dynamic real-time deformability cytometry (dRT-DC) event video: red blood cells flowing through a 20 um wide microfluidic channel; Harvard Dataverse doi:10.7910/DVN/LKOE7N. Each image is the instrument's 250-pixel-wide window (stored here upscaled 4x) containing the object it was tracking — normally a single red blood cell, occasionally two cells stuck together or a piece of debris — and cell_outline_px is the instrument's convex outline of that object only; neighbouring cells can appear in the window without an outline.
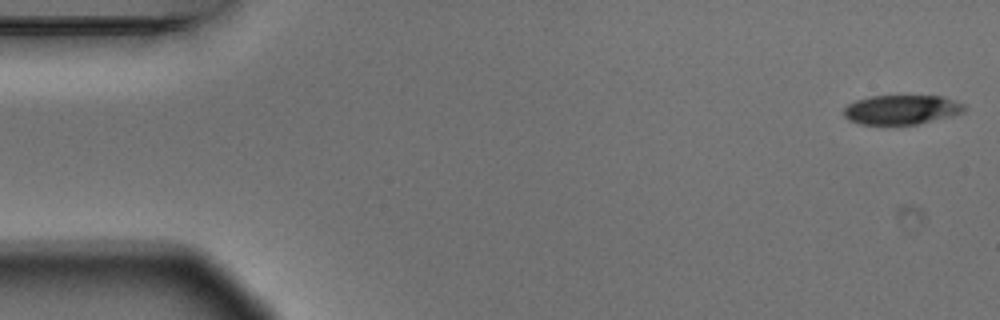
{"species": "Egyptian fruit bat (a non-hibernating species)", "species_latin": "Rousettus aegyptiacus", "temperature_condition": "warm", "stored_images_in_passage": 5, "camera_frame_rate_fps": 3000, "um_per_image_px": 0.085, "animal": {"sex": "male"}, "frame": {"image": 1, "passage_image": 1, "time_ms": 0.0, "image_size_px": [1000, 320], "cell_outline_px": [[968, 108], [964, 112], [952, 116], [916, 124], [860, 124], [848, 120], [844, 116], [844, 108], [848, 104], [856, 100], [872, 96], [940, 96], [964, 104]], "centroid_in_image_um": [76.63, 9.32], "position_along_channel_um": 8.4, "area_um2": 20.58}}